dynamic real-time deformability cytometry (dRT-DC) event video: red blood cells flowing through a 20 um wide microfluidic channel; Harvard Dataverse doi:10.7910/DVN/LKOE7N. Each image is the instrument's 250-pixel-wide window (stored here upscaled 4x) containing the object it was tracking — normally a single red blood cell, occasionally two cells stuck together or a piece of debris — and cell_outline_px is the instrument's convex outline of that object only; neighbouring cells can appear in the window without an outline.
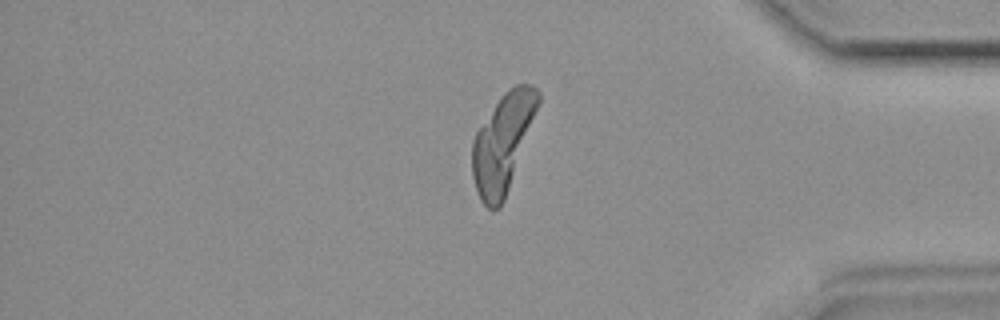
{"species": "common noctule bat (a hibernating species)", "species_latin": "Nyctalus noctula", "temperature_condition": "room temperature", "stored_images_in_passage": 47, "camera_frame_rate_fps": 3000, "um_per_image_px": 0.085, "animal": {"sex": "female", "body_mass_g": 19.9}, "frame": {"image": 1, "passage_image": 40, "time_ms": 13.0, "image_size_px": [1000, 320], "cell_outline_px": [[540, 100], [504, 200], [500, 208], [488, 208], [480, 200], [472, 176], [472, 140], [476, 132], [504, 92], [508, 88], [516, 84], [532, 84], [540, 92]], "centroid_in_image_um": [42.71, 12.12], "position_along_channel_um": 392.5, "area_um2": 36.65}}